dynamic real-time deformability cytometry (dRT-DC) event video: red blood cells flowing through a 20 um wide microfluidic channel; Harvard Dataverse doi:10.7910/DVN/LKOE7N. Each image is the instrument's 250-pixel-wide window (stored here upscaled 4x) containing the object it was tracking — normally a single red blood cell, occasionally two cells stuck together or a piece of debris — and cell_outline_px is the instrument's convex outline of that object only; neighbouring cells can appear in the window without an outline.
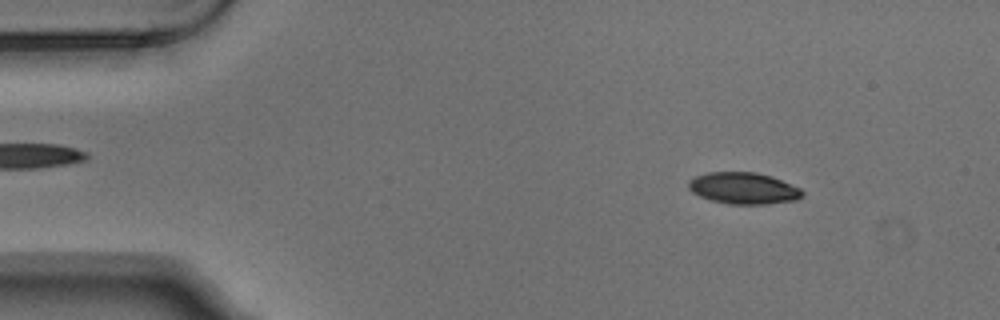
{"species": "Egyptian fruit bat (a non-hibernating species)", "species_latin": "Rousettus aegyptiacus", "temperature_condition": "warm", "stored_images_in_passage": 3, "camera_frame_rate_fps": 3000, "um_per_image_px": 0.085, "animal": {"sex": "male"}, "frame": {"image": 1, "passage_image": 1, "time_ms": 0.0, "image_size_px": [1000, 320], "cell_outline_px": [[804, 196], [796, 200], [764, 204], [728, 204], [712, 200], [700, 196], [692, 192], [688, 188], [688, 180], [696, 176], [708, 172], [756, 172], [772, 176], [800, 188], [804, 192]], "centroid_in_image_um": [63.2, 16.0], "position_along_channel_um": 21.8, "area_um2": 20.98}}